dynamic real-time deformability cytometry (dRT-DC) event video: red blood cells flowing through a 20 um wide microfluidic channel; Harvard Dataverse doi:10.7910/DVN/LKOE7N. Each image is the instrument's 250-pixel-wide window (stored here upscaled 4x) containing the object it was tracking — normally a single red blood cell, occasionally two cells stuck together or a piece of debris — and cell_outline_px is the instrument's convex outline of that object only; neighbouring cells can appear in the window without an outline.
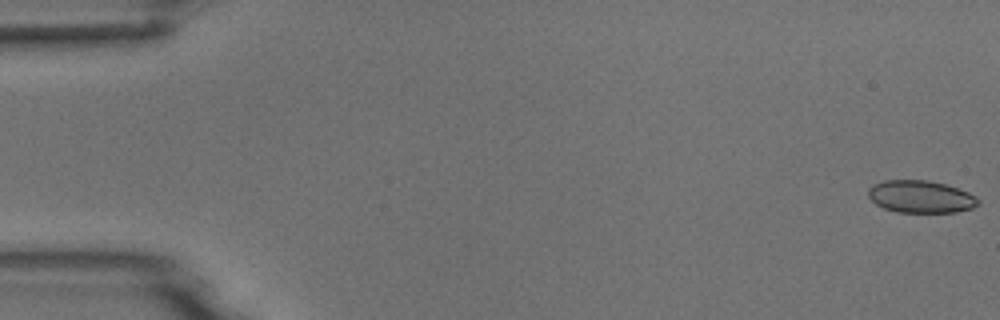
{"species": "common noctule bat (a hibernating species)", "species_latin": "Nyctalus noctula", "temperature_condition": "room temperature", "stored_images_in_passage": 6, "camera_frame_rate_fps": 3000, "um_per_image_px": 0.085, "animal": {"sex": "male", "body_mass_g": 18.8}, "frame": {"image": 1, "passage_image": 1, "time_ms": 0.0, "image_size_px": [1000, 320], "cell_outline_px": [[980, 204], [972, 208], [956, 212], [896, 212], [884, 208], [876, 204], [868, 196], [868, 188], [872, 184], [884, 180], [928, 180], [944, 184], [968, 192], [976, 196], [980, 200]], "centroid_in_image_um": [78.25, 16.72], "position_along_channel_um": 6.7, "area_um2": 20.81}}
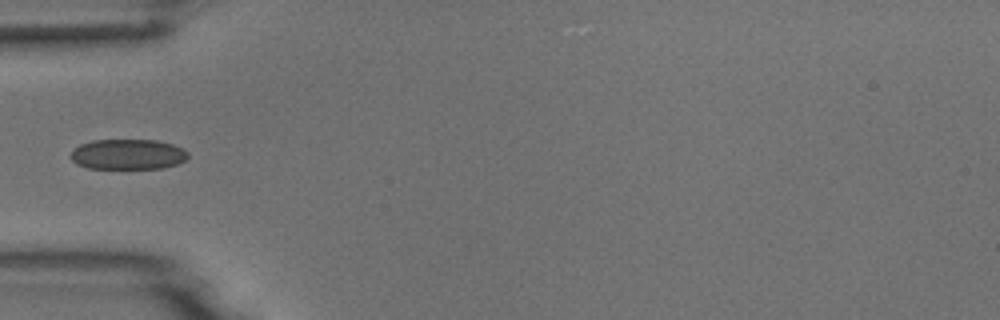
{"frame": {"image": 2, "passage_image": 5, "time_ms": 1.333, "image_size_px": [1000, 320], "cell_outline_px": [[188, 156], [184, 160], [176, 164], [164, 168], [88, 168], [76, 164], [68, 156], [72, 148], [80, 144], [92, 140], [156, 140], [172, 144], [184, 148], [188, 152]], "centroid_in_image_um": [10.82, 13.11], "position_along_channel_um": 74.2, "area_um2": 20.92}}